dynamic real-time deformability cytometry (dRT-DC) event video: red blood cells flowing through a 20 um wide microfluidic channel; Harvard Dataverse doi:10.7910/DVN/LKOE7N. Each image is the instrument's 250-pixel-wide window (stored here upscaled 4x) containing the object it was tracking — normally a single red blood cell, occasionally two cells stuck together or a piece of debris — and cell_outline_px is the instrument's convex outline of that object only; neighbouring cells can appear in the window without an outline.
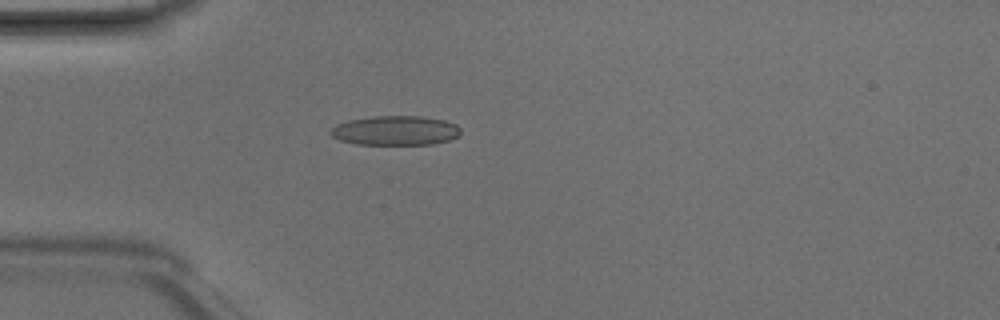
{"species": "Egyptian fruit bat (a non-hibernating species)", "species_latin": "Rousettus aegyptiacus", "temperature_condition": "room temperature", "stored_images_in_passage": 5, "camera_frame_rate_fps": 3000, "um_per_image_px": 0.085, "animal": {"sex": "male"}, "frame": {"image": 1, "passage_image": 5, "time_ms": 1.333, "image_size_px": [1000, 320], "cell_outline_px": [[460, 136], [448, 140], [432, 144], [356, 144], [340, 140], [332, 136], [328, 132], [336, 124], [348, 120], [372, 116], [420, 116], [444, 120], [456, 124], [460, 128]], "centroid_in_image_um": [33.6, 11.09], "position_along_channel_um": 51.4, "area_um2": 22.37}}